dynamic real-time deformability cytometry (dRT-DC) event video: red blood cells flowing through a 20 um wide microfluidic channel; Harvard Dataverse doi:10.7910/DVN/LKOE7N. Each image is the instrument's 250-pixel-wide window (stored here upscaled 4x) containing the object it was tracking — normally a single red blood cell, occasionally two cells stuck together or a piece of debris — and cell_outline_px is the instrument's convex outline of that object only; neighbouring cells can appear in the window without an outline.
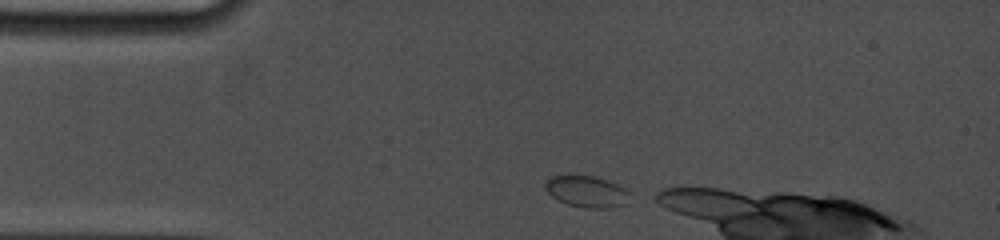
{"species": "common noctule bat (a hibernating species)", "species_latin": "Nyctalus noctula", "temperature_condition": "cold", "stored_images_in_passage": 18, "camera_frame_rate_fps": 5000, "um_per_image_px": 0.085, "animal": {"sex": "female", "body_mass_g": 19.0, "forearm_length_mm": 53.3}, "frame": {"image": 1, "passage_image": 1, "time_ms": 0.0, "image_size_px": [1000, 240], "cell_outline_px": [[632, 192], [624, 204], [608, 208], [584, 208], [568, 204], [552, 196], [544, 188], [544, 184], [552, 176], [572, 172], [592, 176], [608, 180]], "centroid_in_image_um": [49.84, 16.23], "position_along_channel_um": 35.2, "area_um2": 15.84}}
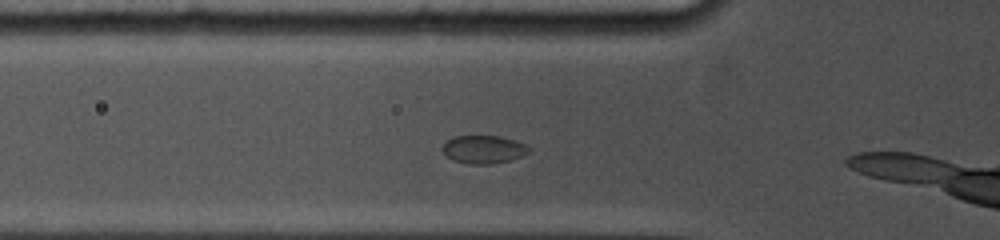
{"frame": {"image": 2, "passage_image": 10, "time_ms": 2.2, "image_size_px": [1000, 240], "cell_outline_px": [[532, 148], [528, 152], [512, 160], [492, 164], [468, 164], [452, 160], [440, 148], [452, 136], [500, 136], [524, 144]], "centroid_in_image_um": [41.09, 12.71], "position_along_channel_um": 84.7, "area_um2": 14.1}}
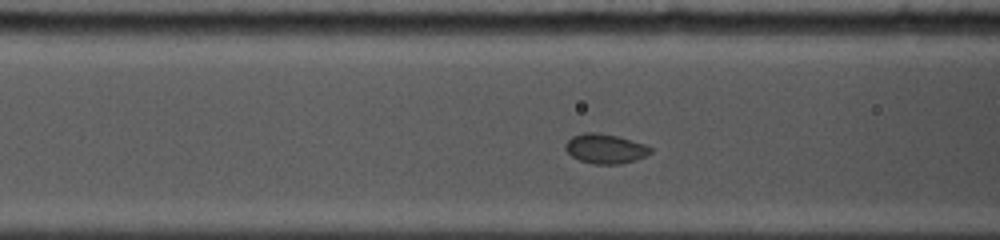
{"frame": {"image": 3, "passage_image": 15, "time_ms": 3.0, "image_size_px": [1000, 240], "cell_outline_px": [[652, 152], [636, 160], [620, 164], [592, 164], [580, 160], [572, 156], [564, 148], [564, 144], [572, 136], [584, 132], [596, 132], [616, 136], [648, 144], [652, 148]], "centroid_in_image_um": [51.46, 12.63], "position_along_channel_um": 115.1, "area_um2": 14.8}}